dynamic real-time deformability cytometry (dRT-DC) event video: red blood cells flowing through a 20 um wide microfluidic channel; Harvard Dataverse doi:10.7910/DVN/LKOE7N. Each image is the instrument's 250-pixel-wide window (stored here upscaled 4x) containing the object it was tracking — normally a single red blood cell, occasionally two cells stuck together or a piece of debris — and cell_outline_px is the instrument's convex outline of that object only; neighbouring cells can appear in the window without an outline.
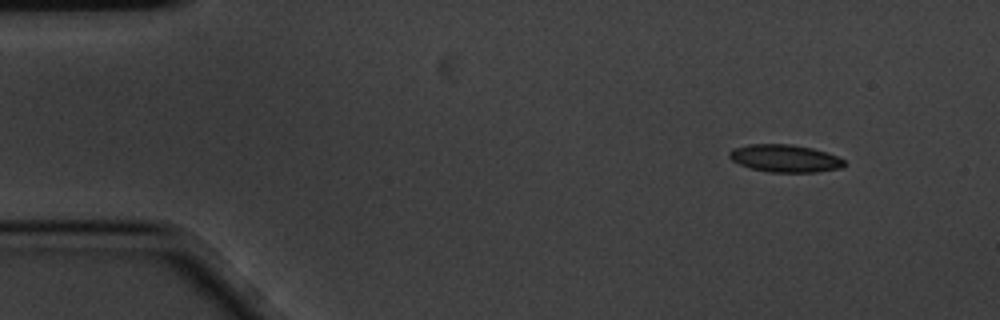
{"species": "common noctule bat (a hibernating species)", "species_latin": "Nyctalus noctula", "temperature_condition": "cold", "stored_images_in_passage": 4, "camera_frame_rate_fps": 3000, "um_per_image_px": 0.085, "animal": {"sex": "male", "body_mass_g": 20.1, "forearm_length_mm": 53.5}, "frame": {"image": 1, "passage_image": 1, "time_ms": 0.0, "image_size_px": [1000, 320], "cell_outline_px": [[844, 168], [816, 172], [772, 172], [752, 168], [740, 164], [732, 160], [728, 156], [728, 152], [732, 148], [748, 144], [792, 144], [812, 148], [828, 152], [844, 160]], "centroid_in_image_um": [66.73, 13.45], "position_along_channel_um": 18.3, "area_um2": 18.5}}
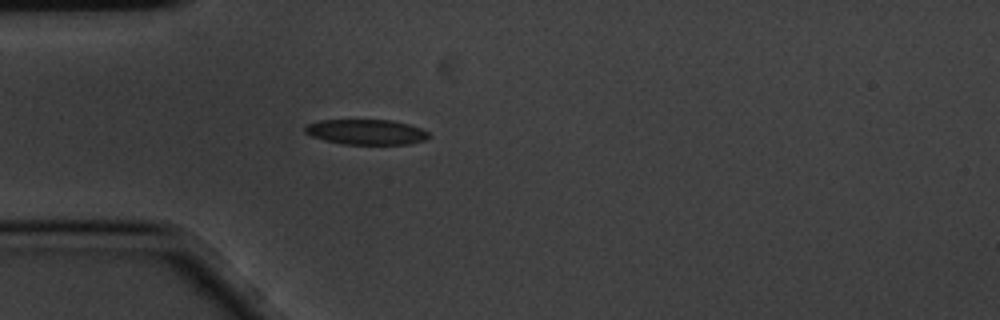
{"frame": {"image": 2, "passage_image": 4, "time_ms": 1.0, "image_size_px": [1000, 320], "cell_outline_px": [[428, 136], [424, 140], [408, 144], [344, 144], [324, 140], [312, 136], [304, 132], [304, 128], [308, 124], [320, 120], [392, 120], [408, 124], [420, 128], [428, 132]], "centroid_in_image_um": [31.1, 11.21], "position_along_channel_um": 53.9, "area_um2": 18.03}}